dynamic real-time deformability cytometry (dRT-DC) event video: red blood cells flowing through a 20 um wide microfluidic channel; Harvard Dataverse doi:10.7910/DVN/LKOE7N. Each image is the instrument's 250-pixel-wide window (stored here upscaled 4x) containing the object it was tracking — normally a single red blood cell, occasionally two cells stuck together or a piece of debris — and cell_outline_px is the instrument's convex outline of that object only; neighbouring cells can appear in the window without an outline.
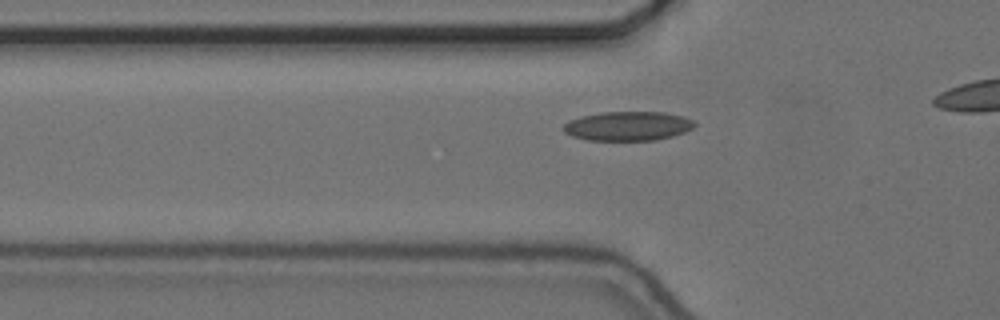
{"species": "common noctule bat (a hibernating species)", "species_latin": "Nyctalus noctula", "temperature_condition": "cold", "stored_images_in_passage": 27, "camera_frame_rate_fps": 3000, "um_per_image_px": 0.085, "animal": {"sex": "female", "body_mass_g": 24.6, "forearm_length_mm": 56.2}, "frame": {"image": 1, "passage_image": 14, "time_ms": 4.333, "image_size_px": [1000, 320], "cell_outline_px": [[696, 124], [692, 128], [684, 132], [672, 136], [656, 140], [588, 140], [572, 136], [564, 132], [564, 124], [568, 120], [580, 116], [600, 112], [664, 112], [680, 116], [692, 120]], "centroid_in_image_um": [53.33, 10.71], "position_along_channel_um": 72.5, "area_um2": 22.25}}
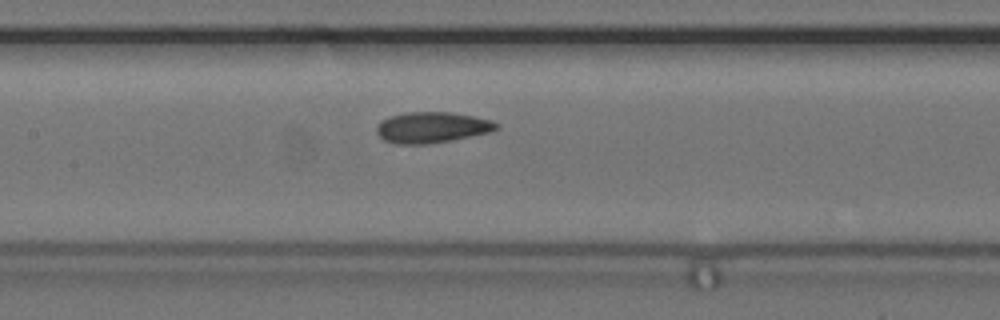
{"frame": {"image": 2, "passage_image": 22, "time_ms": 7.0, "image_size_px": [1000, 320], "cell_outline_px": [[500, 128], [488, 132], [452, 140], [428, 144], [396, 144], [384, 140], [376, 132], [376, 128], [384, 120], [392, 116], [404, 112], [452, 112], [492, 120], [500, 124]], "centroid_in_image_um": [36.74, 10.83], "position_along_channel_um": 170.7, "area_um2": 21.44}}
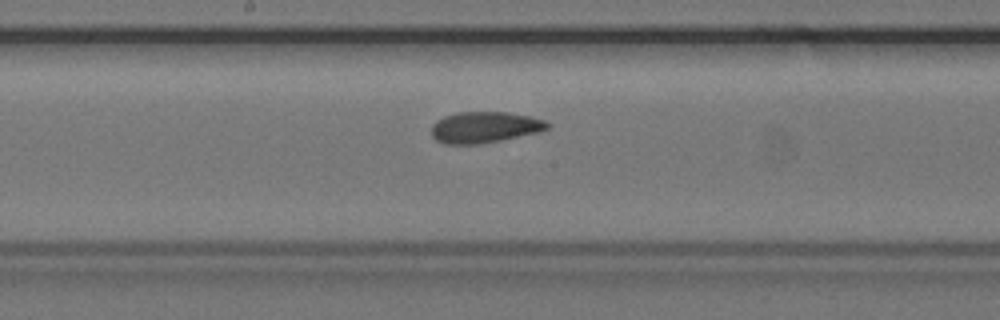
{"frame": {"image": 3, "passage_image": 25, "time_ms": 8.0, "image_size_px": [1000, 320], "cell_outline_px": [[552, 124], [548, 128], [540, 132], [480, 144], [444, 144], [436, 140], [432, 136], [432, 124], [436, 120], [444, 116], [460, 112], [508, 112], [528, 116], [544, 120]], "centroid_in_image_um": [41.19, 10.82], "position_along_channel_um": 207.0, "area_um2": 21.1}}